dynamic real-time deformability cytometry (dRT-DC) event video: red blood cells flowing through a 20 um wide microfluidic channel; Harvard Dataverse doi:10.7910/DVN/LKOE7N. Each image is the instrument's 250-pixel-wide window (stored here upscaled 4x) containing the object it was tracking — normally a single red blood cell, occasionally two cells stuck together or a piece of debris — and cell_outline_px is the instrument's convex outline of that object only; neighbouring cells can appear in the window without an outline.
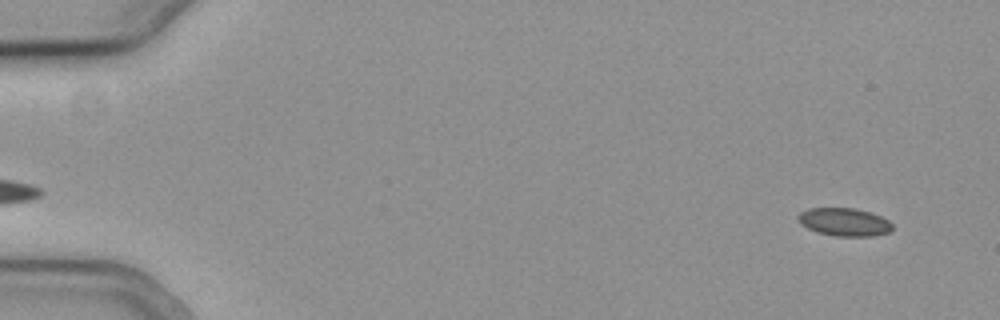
{"species": "common noctule bat (a hibernating species)", "species_latin": "Nyctalus noctula", "temperature_condition": "cold", "stored_images_in_passage": 56, "camera_frame_rate_fps": 3000, "um_per_image_px": 0.085, "animal": {"sex": "female", "body_mass_g": 19.3, "forearm_length_mm": 54.1}, "frame": {"image": 1, "passage_image": 4, "time_ms": 1.0, "image_size_px": [1000, 320], "cell_outline_px": [[892, 228], [888, 232], [872, 236], [836, 236], [816, 232], [800, 224], [796, 216], [800, 212], [808, 208], [856, 208], [880, 216], [888, 220], [892, 224]], "centroid_in_image_um": [71.72, 18.86], "position_along_channel_um": 13.3, "area_um2": 15.37}}
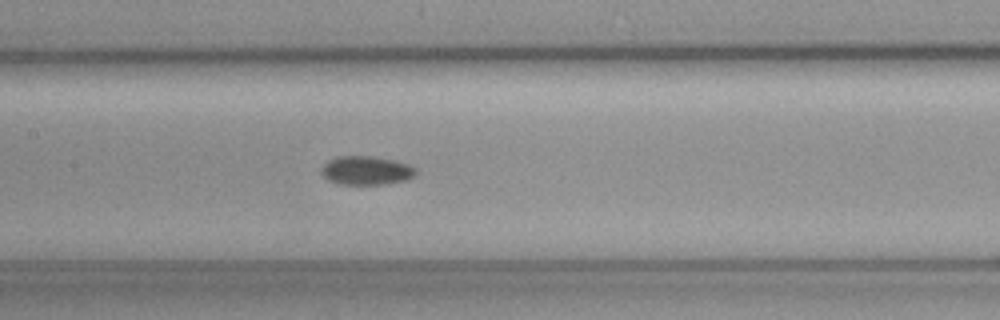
{"frame": {"image": 2, "passage_image": 28, "time_ms": 9.0, "image_size_px": [1000, 320], "cell_outline_px": [[416, 176], [404, 180], [388, 184], [340, 184], [328, 180], [320, 172], [320, 168], [328, 160], [336, 156], [372, 156], [396, 160], [408, 164], [416, 168]], "centroid_in_image_um": [31.13, 14.48], "position_along_channel_um": 176.3, "area_um2": 16.01}}
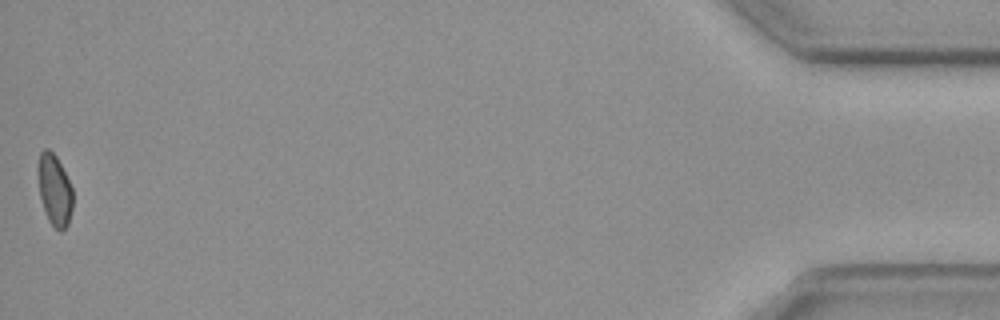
{"frame": {"image": 3, "passage_image": 56, "time_ms": 18.333, "image_size_px": [1000, 320], "cell_outline_px": [[72, 208], [68, 224], [60, 232], [48, 220], [40, 196], [36, 172], [36, 168], [40, 152], [44, 148], [48, 148], [56, 156], [72, 188]], "centroid_in_image_um": [4.6, 16.11], "position_along_channel_um": 430.6, "area_um2": 14.45}}